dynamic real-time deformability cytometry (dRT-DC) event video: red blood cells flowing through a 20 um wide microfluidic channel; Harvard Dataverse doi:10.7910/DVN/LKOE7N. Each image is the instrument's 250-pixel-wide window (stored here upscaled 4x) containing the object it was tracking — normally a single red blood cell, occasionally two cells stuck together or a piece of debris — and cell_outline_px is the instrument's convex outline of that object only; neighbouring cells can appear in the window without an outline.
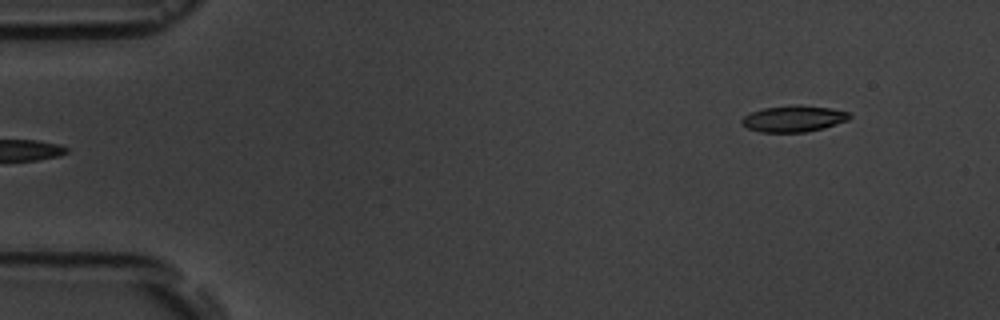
{"species": "common noctule bat (a hibernating species)", "species_latin": "Nyctalus noctula", "temperature_condition": "room temperature", "stored_images_in_passage": 6, "camera_frame_rate_fps": 3000, "um_per_image_px": 0.085, "animal": {"sex": "male", "body_mass_g": 19.5, "forearm_length_mm": 54.6}, "frame": {"image": 1, "passage_image": 6, "time_ms": 5.333, "image_size_px": [1000, 320], "cell_outline_px": [[852, 116], [848, 120], [824, 128], [804, 132], [760, 132], [748, 128], [740, 120], [744, 116], [752, 112], [764, 108], [792, 104], [800, 104], [828, 108], [848, 112]], "centroid_in_image_um": [67.47, 10.08], "position_along_channel_um": 17.5, "area_um2": 16.47}}